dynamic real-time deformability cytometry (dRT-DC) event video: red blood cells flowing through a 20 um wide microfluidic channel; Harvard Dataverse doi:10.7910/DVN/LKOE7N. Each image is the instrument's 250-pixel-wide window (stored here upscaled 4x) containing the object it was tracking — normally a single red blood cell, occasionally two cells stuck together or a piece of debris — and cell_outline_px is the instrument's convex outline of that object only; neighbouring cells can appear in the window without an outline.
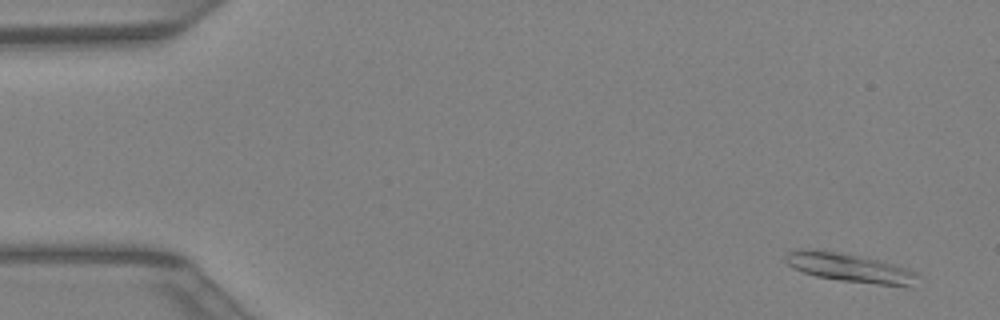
{"species": "Egyptian fruit bat (a non-hibernating species)", "species_latin": "Rousettus aegyptiacus", "temperature_condition": "warm", "stored_images_in_passage": 43, "camera_frame_rate_fps": 3000, "um_per_image_px": 0.085, "animal": {"sex": "female"}, "frame": {"image": 1, "passage_image": 3, "time_ms": 0.667, "image_size_px": [1000, 320], "cell_outline_px": [[920, 276], [908, 284], [876, 284], [840, 280], [816, 276], [792, 268], [784, 260], [784, 256], [788, 252], [796, 248], [812, 248], [840, 252], [876, 260], [908, 268], [916, 272]], "centroid_in_image_um": [72.07, 22.71], "position_along_channel_um": 12.9, "area_um2": 21.73}}
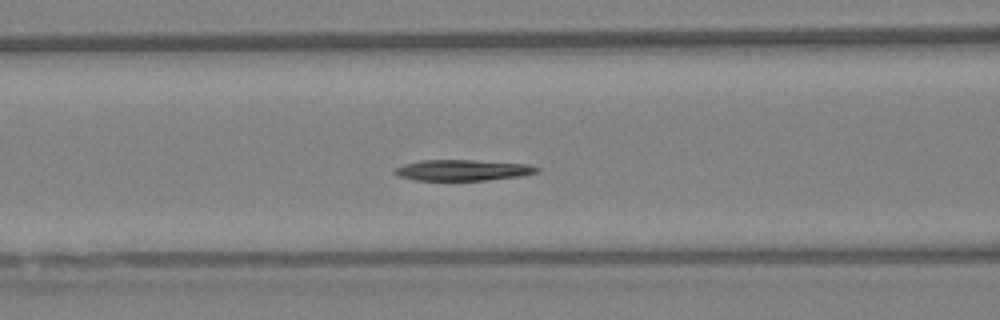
{"frame": {"image": 2, "passage_image": 18, "time_ms": 5.667, "image_size_px": [1000, 320], "cell_outline_px": [[540, 172], [524, 176], [488, 180], [412, 180], [396, 176], [392, 172], [396, 168], [404, 164], [420, 160], [472, 160], [528, 164], [540, 168]], "centroid_in_image_um": [39.34, 14.47], "position_along_channel_um": 127.3, "area_um2": 17.57}}
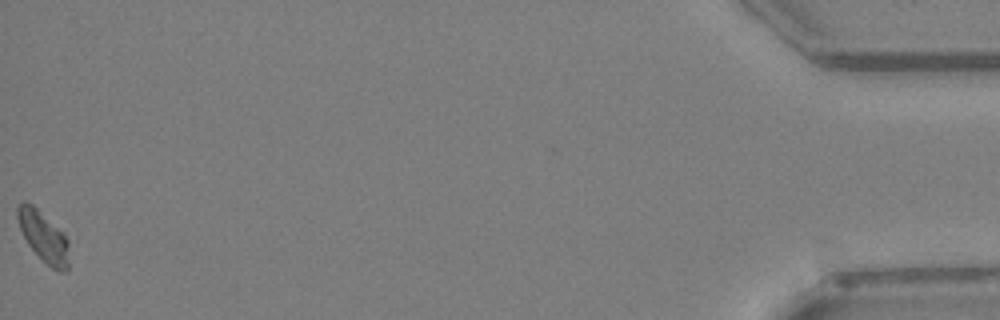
{"frame": {"image": 3, "passage_image": 43, "time_ms": 14.0, "image_size_px": [1000, 320], "cell_outline_px": [[68, 268], [64, 272], [56, 272], [28, 244], [20, 228], [16, 216], [16, 208], [24, 200], [32, 204], [64, 232], [68, 240]], "centroid_in_image_um": [3.71, 20.09], "position_along_channel_um": 431.5, "area_um2": 15.09}}